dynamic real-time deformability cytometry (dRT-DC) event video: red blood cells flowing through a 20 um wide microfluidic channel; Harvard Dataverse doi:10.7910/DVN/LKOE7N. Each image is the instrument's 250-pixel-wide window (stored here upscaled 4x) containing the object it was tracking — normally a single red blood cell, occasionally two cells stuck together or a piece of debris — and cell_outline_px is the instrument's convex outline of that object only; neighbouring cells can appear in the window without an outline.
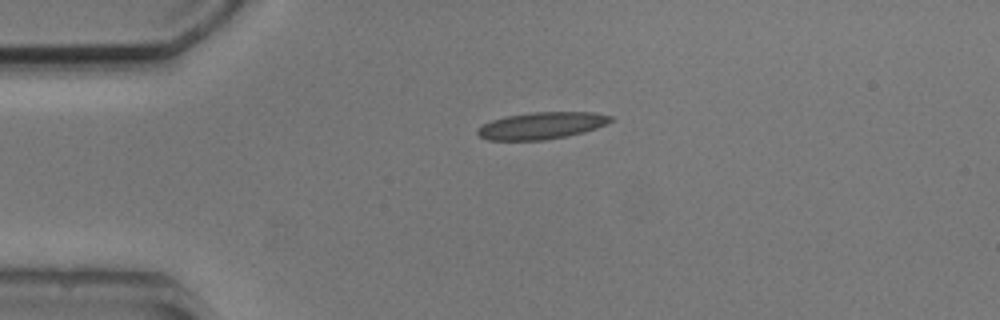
{"species": "common noctule bat (a hibernating species)", "species_latin": "Nyctalus noctula", "temperature_condition": "cold", "stored_images_in_passage": 3, "camera_frame_rate_fps": 3000, "um_per_image_px": 0.085, "animal": {"sex": "male", "body_mass_g": 20.5, "forearm_length_mm": 52.5}, "frame": {"image": 1, "passage_image": 1, "time_ms": 0.0, "image_size_px": [1000, 320], "cell_outline_px": [[612, 120], [596, 128], [584, 132], [568, 136], [544, 140], [488, 140], [480, 136], [476, 132], [484, 124], [492, 120], [508, 116], [532, 112], [592, 112], [612, 116]], "centroid_in_image_um": [46.05, 10.68], "position_along_channel_um": 39.0, "area_um2": 20.63}}